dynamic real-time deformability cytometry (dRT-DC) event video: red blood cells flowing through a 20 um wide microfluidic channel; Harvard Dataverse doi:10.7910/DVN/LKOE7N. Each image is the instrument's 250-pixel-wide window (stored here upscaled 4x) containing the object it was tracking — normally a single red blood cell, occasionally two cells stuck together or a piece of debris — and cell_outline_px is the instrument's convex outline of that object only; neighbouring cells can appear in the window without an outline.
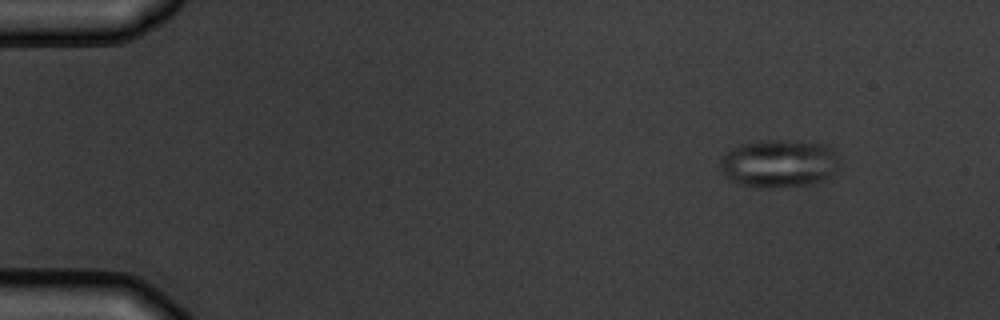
{"species": "common noctule bat (a hibernating species)", "species_latin": "Nyctalus noctula", "temperature_condition": "warm", "stored_images_in_passage": 5, "camera_frame_rate_fps": 3000, "um_per_image_px": 0.085, "animal": {"sex": "male", "body_mass_g": 19.5, "forearm_length_mm": 54.6}, "frame": {"image": 1, "passage_image": 2, "time_ms": 1.0, "image_size_px": [1000, 320], "cell_outline_px": [[840, 168], [832, 176], [824, 180], [812, 184], [768, 188], [760, 188], [740, 184], [728, 180], [720, 172], [720, 160], [728, 152], [744, 144], [760, 140], [784, 140], [824, 144], [836, 156], [840, 164]], "centroid_in_image_um": [66.22, 13.93], "position_along_channel_um": 18.8, "area_um2": 33.35}}